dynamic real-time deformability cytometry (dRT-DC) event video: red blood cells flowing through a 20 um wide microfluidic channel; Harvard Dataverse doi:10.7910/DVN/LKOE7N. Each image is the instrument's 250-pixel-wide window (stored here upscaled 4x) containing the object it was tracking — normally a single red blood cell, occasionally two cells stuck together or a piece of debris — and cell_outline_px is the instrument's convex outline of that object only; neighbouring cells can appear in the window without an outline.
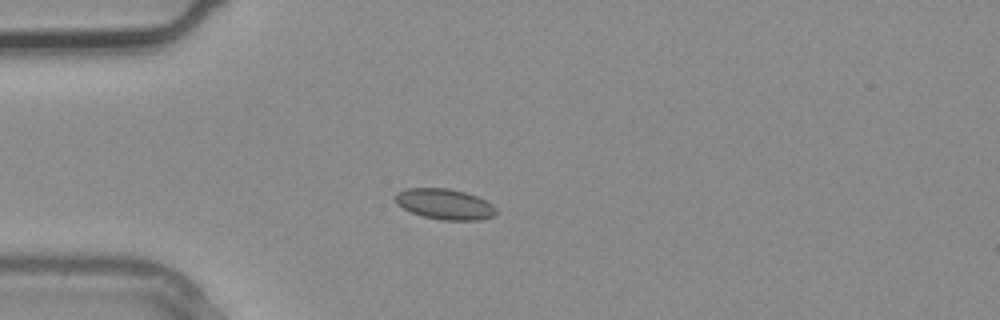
{"species": "common noctule bat (a hibernating species)", "species_latin": "Nyctalus noctula", "temperature_condition": "warm", "stored_images_in_passage": 3, "camera_frame_rate_fps": 3000, "um_per_image_px": 0.085, "animal": {"sex": "male", "body_mass_g": 20.4}, "frame": {"image": 1, "passage_image": 3, "time_ms": 0.667, "image_size_px": [1000, 320], "cell_outline_px": [[496, 212], [492, 216], [480, 220], [444, 220], [424, 216], [412, 212], [396, 204], [392, 196], [396, 192], [408, 188], [448, 188], [464, 192], [476, 196], [492, 204], [496, 208]], "centroid_in_image_um": [37.76, 17.34], "position_along_channel_um": 47.2, "area_um2": 17.92}}